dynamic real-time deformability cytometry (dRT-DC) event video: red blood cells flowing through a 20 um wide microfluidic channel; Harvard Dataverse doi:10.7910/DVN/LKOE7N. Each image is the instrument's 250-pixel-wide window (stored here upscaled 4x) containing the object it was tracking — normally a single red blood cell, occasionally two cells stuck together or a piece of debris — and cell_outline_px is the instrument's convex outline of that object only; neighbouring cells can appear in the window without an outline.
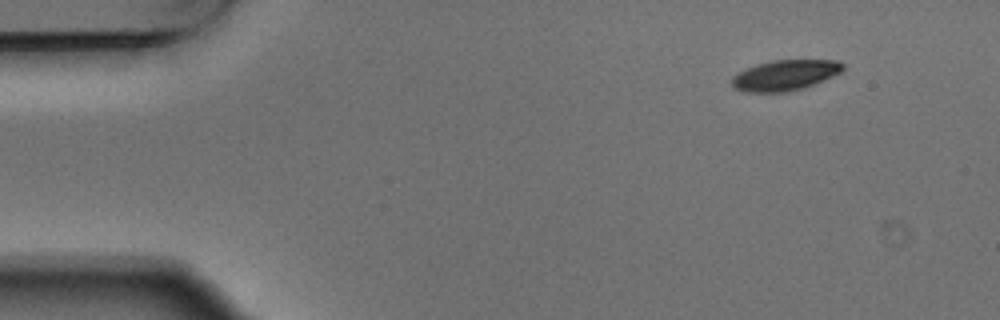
{"species": "Egyptian fruit bat (a non-hibernating species)", "species_latin": "Rousettus aegyptiacus", "temperature_condition": "warm", "stored_images_in_passage": 4, "camera_frame_rate_fps": 3000, "um_per_image_px": 0.085, "animal": {"sex": "male"}, "frame": {"image": 1, "passage_image": 1, "time_ms": 0.0, "image_size_px": [1000, 320], "cell_outline_px": [[844, 68], [840, 72], [832, 76], [804, 88], [788, 92], [744, 92], [736, 88], [732, 84], [732, 76], [756, 64], [772, 60], [840, 60], [844, 64]], "centroid_in_image_um": [66.74, 6.39], "position_along_channel_um": 18.3, "area_um2": 19.65}}
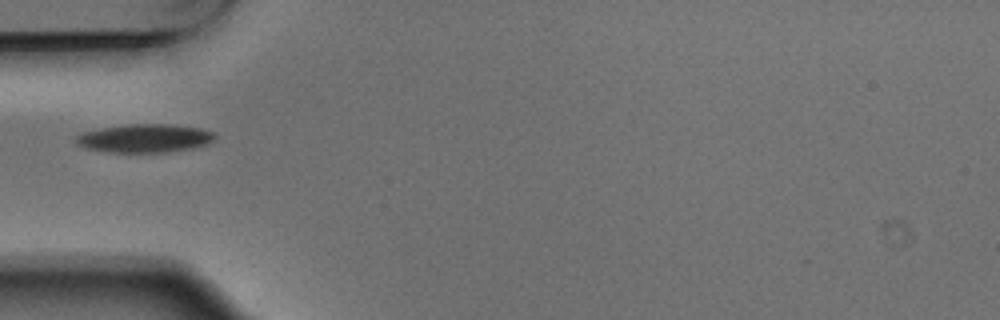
{"frame": {"image": 2, "passage_image": 4, "time_ms": 1.0, "image_size_px": [1000, 320], "cell_outline_px": [[216, 136], [208, 144], [192, 148], [168, 152], [108, 152], [84, 148], [76, 144], [76, 136], [84, 132], [100, 128], [128, 124], [168, 124], [200, 128], [212, 132]], "centroid_in_image_um": [12.28, 11.75], "position_along_channel_um": 72.7, "area_um2": 22.95}}